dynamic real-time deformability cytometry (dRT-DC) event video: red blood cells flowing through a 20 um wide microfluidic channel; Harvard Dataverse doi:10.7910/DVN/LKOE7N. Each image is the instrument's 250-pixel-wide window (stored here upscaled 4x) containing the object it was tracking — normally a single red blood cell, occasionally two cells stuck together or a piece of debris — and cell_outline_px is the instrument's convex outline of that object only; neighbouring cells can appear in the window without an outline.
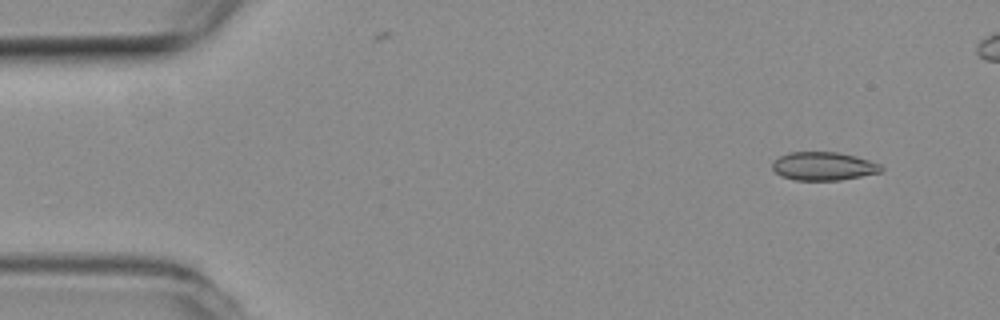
{"species": "common noctule bat (a hibernating species)", "species_latin": "Nyctalus noctula", "temperature_condition": "room temperature", "stored_images_in_passage": 50, "camera_frame_rate_fps": 3000, "um_per_image_px": 0.085, "animal": {"sex": "female", "body_mass_g": 19.3, "forearm_length_mm": 54.1}, "frame": {"image": 1, "passage_image": 5, "time_ms": 1.333, "image_size_px": [1000, 320], "cell_outline_px": [[884, 168], [880, 172], [840, 180], [796, 180], [780, 176], [772, 168], [772, 160], [788, 152], [836, 152], [856, 156], [880, 164]], "centroid_in_image_um": [69.96, 14.12], "position_along_channel_um": 15.0, "area_um2": 17.98}}
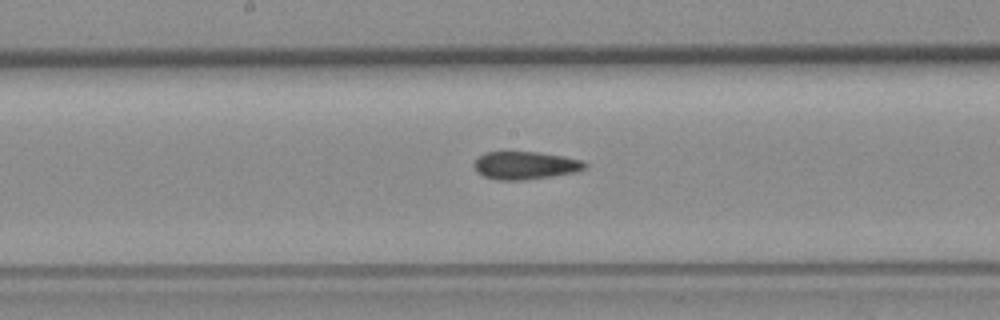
{"frame": {"image": 2, "passage_image": 28, "time_ms": 9.0, "image_size_px": [1000, 320], "cell_outline_px": [[588, 164], [584, 168], [576, 172], [552, 176], [524, 180], [500, 180], [484, 176], [476, 172], [472, 164], [484, 152], [536, 152], [564, 156], [584, 160]], "centroid_in_image_um": [44.65, 14.06], "position_along_channel_um": 203.5, "area_um2": 18.03}}
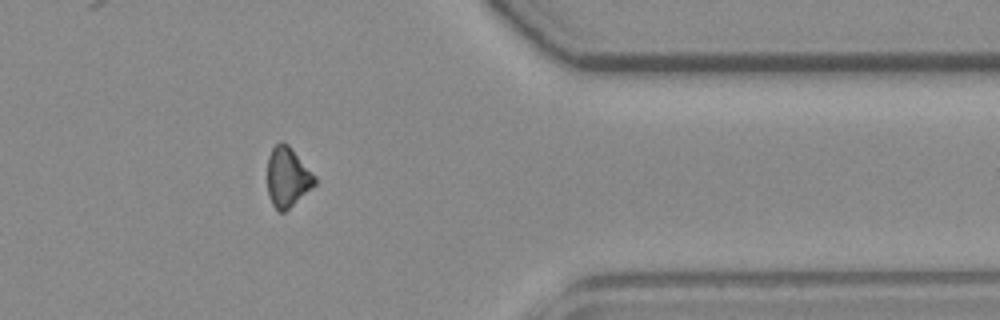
{"frame": {"image": 3, "passage_image": 44, "time_ms": 14.333, "image_size_px": [1000, 320], "cell_outline_px": [[316, 184], [284, 212], [280, 212], [272, 204], [268, 196], [268, 156], [272, 148], [280, 140], [288, 144], [316, 176]], "centroid_in_image_um": [24.43, 15.03], "position_along_channel_um": 387.0, "area_um2": 16.42}, "authors_computed_cell_mechanics": {"area_um2": 18.0336, "velocity_mm_per_s": 3.8033, "shape_relaxation_time_tau1_ms": null, "shape_relaxation_time_tau2_ms": 4.8708, "deformation_change_tau1": null, "deformation_change_tau2": 0.0655}}